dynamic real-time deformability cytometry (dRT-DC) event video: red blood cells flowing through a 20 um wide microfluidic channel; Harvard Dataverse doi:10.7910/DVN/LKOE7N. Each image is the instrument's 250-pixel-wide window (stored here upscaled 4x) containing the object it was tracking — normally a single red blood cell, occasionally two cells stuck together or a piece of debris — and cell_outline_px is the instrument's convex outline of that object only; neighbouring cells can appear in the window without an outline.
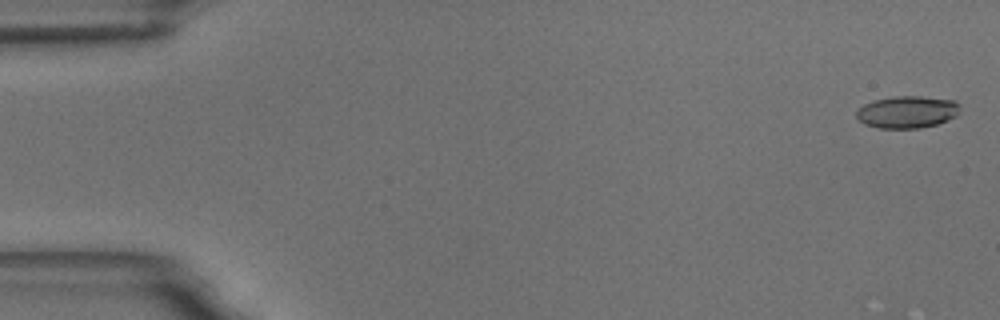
{"species": "common noctule bat (a hibernating species)", "species_latin": "Nyctalus noctula", "temperature_condition": "room temperature", "stored_images_in_passage": 58, "camera_frame_rate_fps": 3000, "um_per_image_px": 0.085, "animal": {"sex": "male", "body_mass_g": 18.8}, "frame": {"image": 1, "passage_image": 2, "time_ms": 0.333, "image_size_px": [1000, 320], "cell_outline_px": [[960, 104], [956, 116], [948, 120], [936, 124], [920, 128], [880, 128], [864, 124], [856, 116], [856, 112], [864, 104], [876, 100], [892, 96], [920, 96], [956, 100]], "centroid_in_image_um": [77.13, 9.51], "position_along_channel_um": 7.9, "area_um2": 19.36}}
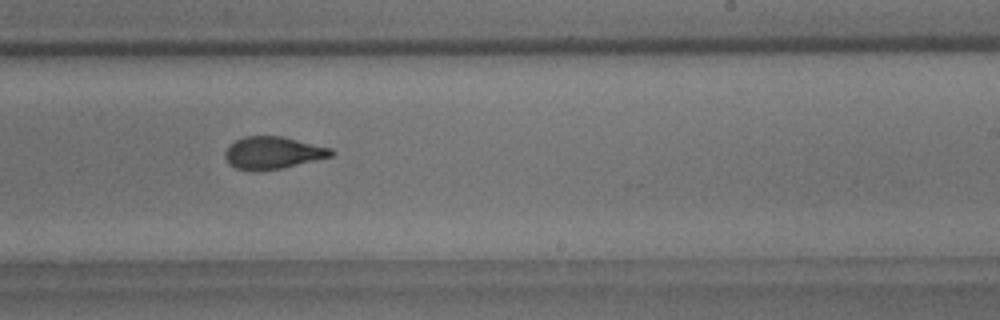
{"frame": {"image": 2, "passage_image": 36, "time_ms": 11.667, "image_size_px": [1000, 320], "cell_outline_px": [[336, 152], [332, 156], [280, 168], [260, 172], [248, 172], [236, 168], [228, 164], [224, 156], [224, 152], [228, 144], [244, 136], [280, 136], [332, 148]], "centroid_in_image_um": [23.13, 13.0], "position_along_channel_um": 265.9, "area_um2": 20.23}}
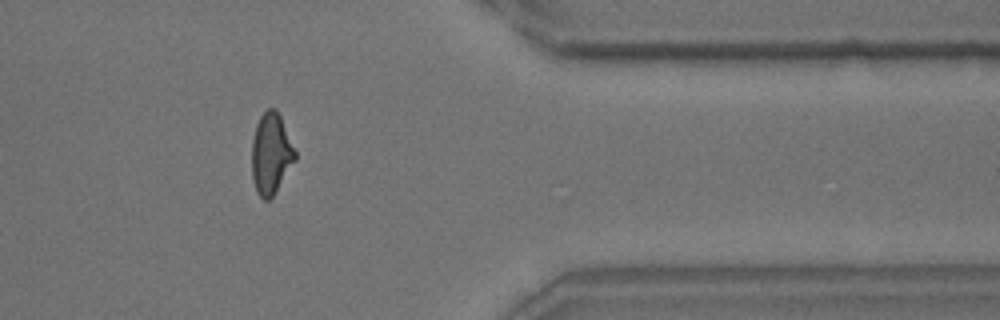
{"frame": {"image": 3, "passage_image": 48, "time_ms": 15.667, "image_size_px": [1000, 320], "cell_outline_px": [[296, 160], [272, 196], [268, 200], [264, 200], [256, 192], [252, 176], [252, 140], [256, 124], [260, 116], [268, 108], [276, 108], [280, 116], [296, 152]], "centroid_in_image_um": [23.02, 13.05], "position_along_channel_um": 388.4, "area_um2": 20.29}, "authors_computed_cell_mechanics": {"area_um2": 20.23, "velocity_mm_per_s": 3.5137, "shape_relaxation_time_tau1_ms": 6.602, "shape_relaxation_time_tau2_ms": 1.4878, "deformation_change_tau1": 0.1792, "deformation_change_tau2": 0.0859}}